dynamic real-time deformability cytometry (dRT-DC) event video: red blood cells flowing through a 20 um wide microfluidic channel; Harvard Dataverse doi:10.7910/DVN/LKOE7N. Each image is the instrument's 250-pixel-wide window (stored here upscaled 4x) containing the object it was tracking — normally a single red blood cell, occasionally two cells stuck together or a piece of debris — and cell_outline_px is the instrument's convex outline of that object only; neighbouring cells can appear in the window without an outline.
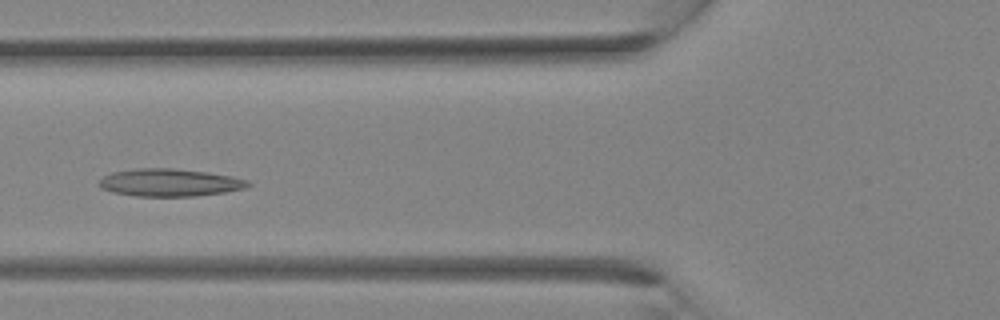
{"species": "Egyptian fruit bat (a non-hibernating species)", "species_latin": "Rousettus aegyptiacus", "temperature_condition": "room temperature", "stored_images_in_passage": 31, "camera_frame_rate_fps": 3000, "um_per_image_px": 0.085, "animal": {"sex": "female"}, "frame": {"image": 1, "passage_image": 10, "time_ms": 3.0, "image_size_px": [1000, 320], "cell_outline_px": [[252, 184], [244, 188], [224, 192], [196, 196], [136, 196], [112, 192], [100, 188], [96, 184], [104, 176], [112, 172], [136, 168], [172, 168], [208, 172], [232, 176], [248, 180]], "centroid_in_image_um": [14.4, 15.51], "position_along_channel_um": 111.4, "area_um2": 24.04}}
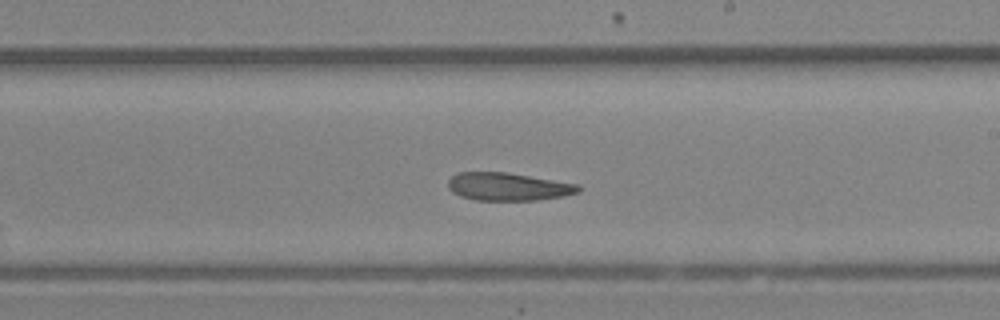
{"frame": {"image": 2, "passage_image": 17, "time_ms": 5.333, "image_size_px": [1000, 320], "cell_outline_px": [[584, 188], [580, 192], [564, 196], [536, 200], [476, 200], [460, 196], [452, 192], [448, 188], [448, 180], [456, 172], [508, 172], [580, 184]], "centroid_in_image_um": [43.23, 15.86], "position_along_channel_um": 245.8, "area_um2": 21.5}}
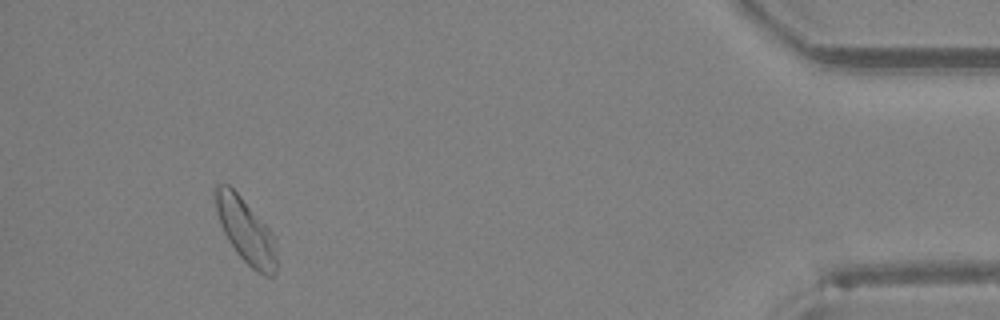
{"frame": {"image": 3, "passage_image": 29, "time_ms": 9.333, "image_size_px": [1000, 320], "cell_outline_px": [[276, 272], [272, 276], [264, 276], [256, 272], [236, 252], [228, 240], [224, 232], [216, 212], [212, 188], [216, 184], [228, 184], [240, 196], [276, 236]], "centroid_in_image_um": [20.88, 19.6], "position_along_channel_um": 414.3, "area_um2": 23.24}}